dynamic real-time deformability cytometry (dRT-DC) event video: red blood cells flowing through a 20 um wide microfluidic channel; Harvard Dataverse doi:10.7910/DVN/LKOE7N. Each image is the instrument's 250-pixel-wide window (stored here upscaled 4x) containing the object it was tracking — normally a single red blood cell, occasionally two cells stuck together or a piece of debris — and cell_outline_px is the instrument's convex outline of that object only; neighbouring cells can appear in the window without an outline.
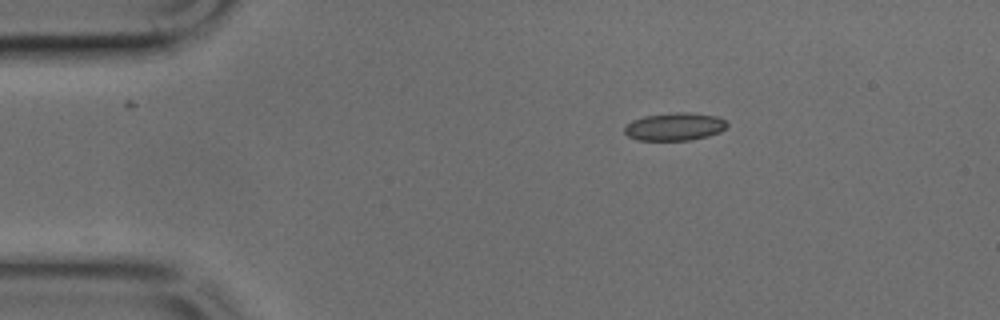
{"species": "common noctule bat (a hibernating species)", "species_latin": "Nyctalus noctula", "temperature_condition": "cold", "stored_images_in_passage": 41, "camera_frame_rate_fps": 3000, "um_per_image_px": 0.085, "animal": {"sex": "male", "body_mass_g": 17.9, "forearm_length_mm": 54.2}, "frame": {"image": 1, "passage_image": 1, "time_ms": 0.0, "image_size_px": [1000, 320], "cell_outline_px": [[728, 124], [720, 132], [708, 136], [688, 140], [636, 140], [628, 136], [624, 132], [624, 128], [632, 120], [644, 116], [676, 112], [688, 112], [716, 116], [724, 120]], "centroid_in_image_um": [57.33, 10.76], "position_along_channel_um": 27.7, "area_um2": 16.53}}
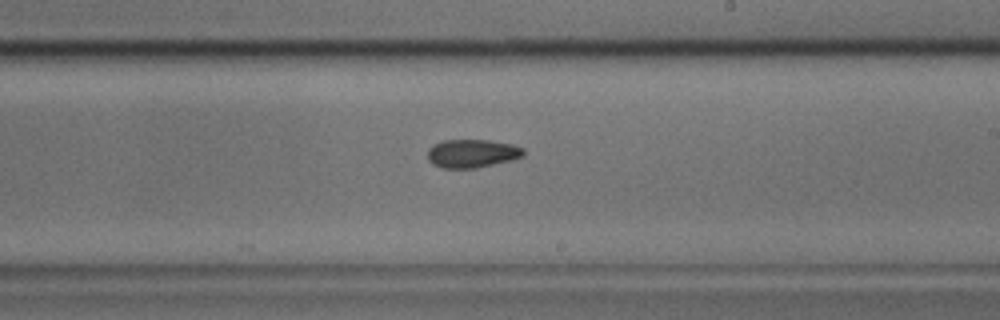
{"frame": {"image": 2, "passage_image": 21, "time_ms": 6.667, "image_size_px": [1000, 320], "cell_outline_px": [[524, 156], [512, 160], [476, 168], [444, 168], [432, 164], [428, 160], [428, 148], [432, 144], [444, 140], [488, 140], [512, 144], [524, 148]], "centroid_in_image_um": [40.12, 13.04], "position_along_channel_um": 248.9, "area_um2": 15.95}}
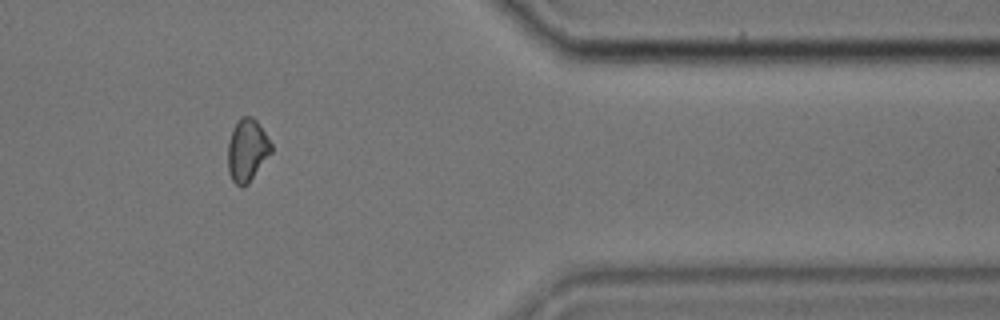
{"frame": {"image": 3, "passage_image": 33, "time_ms": 10.667, "image_size_px": [1000, 320], "cell_outline_px": [[272, 152], [248, 184], [240, 188], [232, 180], [228, 172], [228, 140], [236, 120], [240, 116], [252, 116], [256, 120], [272, 144]], "centroid_in_image_um": [20.99, 12.76], "position_along_channel_um": 390.4, "area_um2": 15.95}}